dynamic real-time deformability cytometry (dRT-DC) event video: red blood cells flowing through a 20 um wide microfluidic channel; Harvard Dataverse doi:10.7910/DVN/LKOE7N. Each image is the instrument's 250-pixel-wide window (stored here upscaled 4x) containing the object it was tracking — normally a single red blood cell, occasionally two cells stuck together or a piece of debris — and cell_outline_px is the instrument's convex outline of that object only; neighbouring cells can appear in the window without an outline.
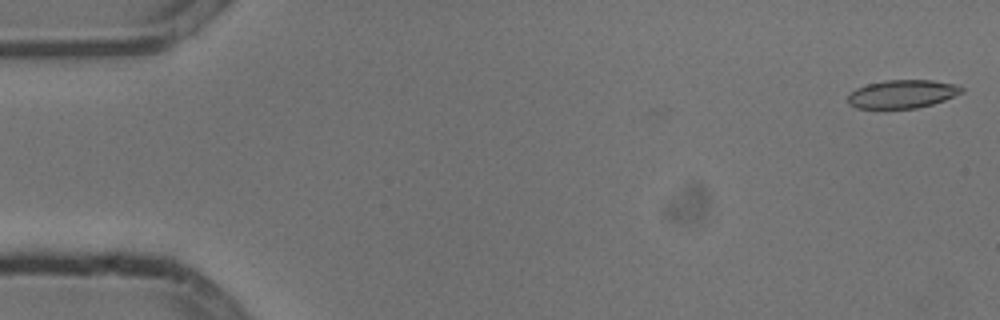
{"species": "common noctule bat (a hibernating species)", "species_latin": "Nyctalus noctula", "temperature_condition": "cold", "stored_images_in_passage": 53, "camera_frame_rate_fps": 3000, "um_per_image_px": 0.085, "animal": {"sex": "male", "body_mass_g": 13.3}, "frame": {"image": 1, "passage_image": 1, "time_ms": 0.0, "image_size_px": [1000, 320], "cell_outline_px": [[964, 92], [944, 100], [932, 104], [916, 108], [884, 112], [856, 108], [848, 104], [848, 96], [856, 88], [868, 84], [884, 80], [932, 80], [956, 84], [964, 88]], "centroid_in_image_um": [76.65, 8.04], "position_along_channel_um": 8.4, "area_um2": 19.59}}
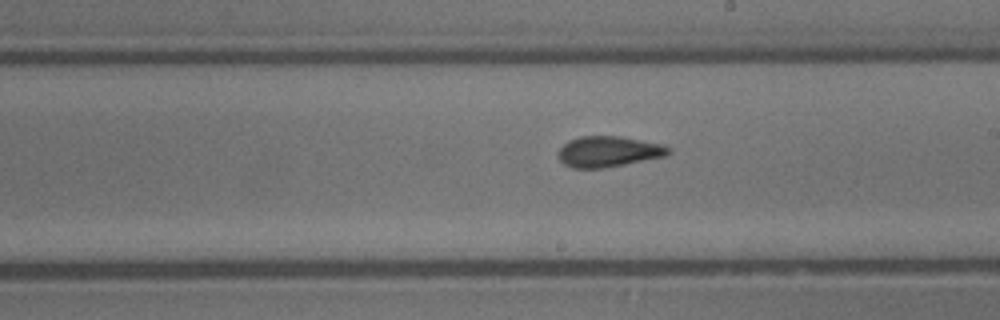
{"frame": {"image": 2, "passage_image": 30, "time_ms": 9.667, "image_size_px": [1000, 320], "cell_outline_px": [[672, 152], [668, 156], [604, 168], [572, 168], [564, 164], [556, 156], [556, 152], [568, 140], [580, 136], [620, 136], [664, 144], [672, 148]], "centroid_in_image_um": [51.75, 12.88], "position_along_channel_um": 237.3, "area_um2": 20.17}}
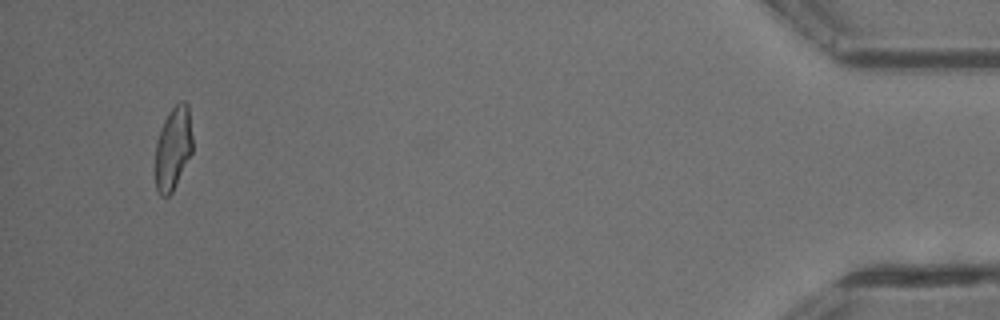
{"frame": {"image": 3, "passage_image": 51, "time_ms": 16.667, "image_size_px": [1000, 320], "cell_outline_px": [[192, 152], [172, 192], [168, 196], [160, 196], [156, 188], [156, 144], [164, 120], [168, 112], [180, 100], [184, 100], [188, 104], [192, 136]], "centroid_in_image_um": [14.72, 12.58], "position_along_channel_um": 420.5, "area_um2": 17.86}, "authors_computed_cell_mechanics": {"area_um2": 19.5364, "velocity_mm_per_s": 3.7977, "shape_relaxation_time_tau1_ms": 8.2816, "shape_relaxation_time_tau2_ms": 1.6843, "deformation_change_tau1": 0.1738, "deformation_change_tau2": 0.0752}}